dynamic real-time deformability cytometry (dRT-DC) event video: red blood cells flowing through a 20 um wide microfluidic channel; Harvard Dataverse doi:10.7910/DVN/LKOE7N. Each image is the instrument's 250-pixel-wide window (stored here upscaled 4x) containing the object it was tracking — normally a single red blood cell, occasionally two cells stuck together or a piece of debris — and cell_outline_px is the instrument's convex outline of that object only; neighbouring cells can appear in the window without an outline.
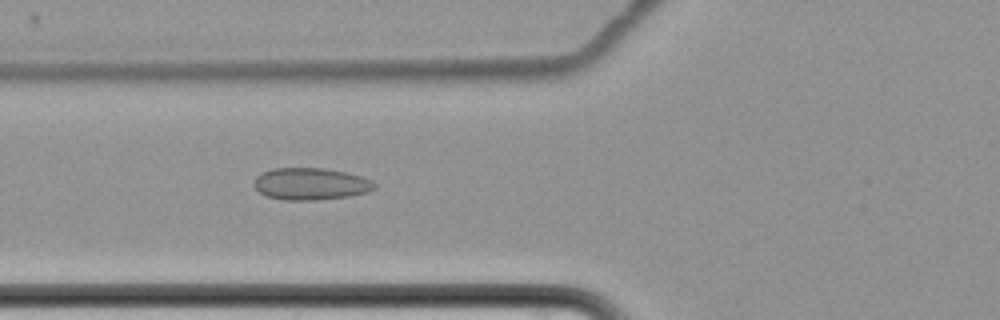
{"species": "common noctule bat (a hibernating species)", "species_latin": "Nyctalus noctula", "temperature_condition": "cold", "stored_images_in_passage": 3, "camera_frame_rate_fps": 3000, "um_per_image_px": 0.085, "animal": {"sex": "female", "body_mass_g": 22.7, "forearm_length_mm": 54.2}, "frame": {"image": 1, "passage_image": 3, "time_ms": 3.333, "image_size_px": [1000, 320], "cell_outline_px": [[376, 188], [368, 192], [352, 196], [316, 200], [284, 200], [268, 196], [260, 192], [252, 184], [256, 176], [272, 168], [324, 168], [344, 172], [360, 176], [372, 180], [376, 184]], "centroid_in_image_um": [26.42, 15.63], "position_along_channel_um": 99.4, "area_um2": 22.54}}